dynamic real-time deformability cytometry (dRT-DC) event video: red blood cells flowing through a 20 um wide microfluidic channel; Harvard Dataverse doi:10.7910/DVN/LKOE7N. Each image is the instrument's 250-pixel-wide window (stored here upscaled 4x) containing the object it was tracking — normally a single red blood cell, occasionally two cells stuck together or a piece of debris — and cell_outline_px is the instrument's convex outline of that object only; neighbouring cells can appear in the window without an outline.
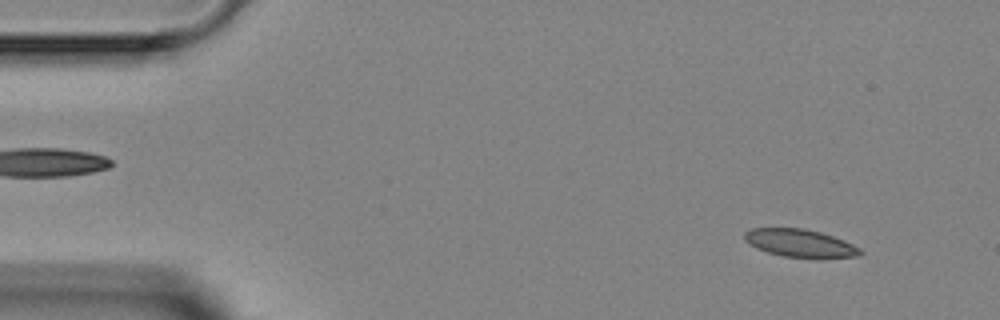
{"species": "Egyptian fruit bat (a non-hibernating species)", "species_latin": "Rousettus aegyptiacus", "temperature_condition": "room temperature", "stored_images_in_passage": 4, "camera_frame_rate_fps": 3000, "um_per_image_px": 0.085, "animal": {"sex": "female"}, "frame": {"image": 1, "passage_image": 2, "time_ms": 1.0, "image_size_px": [1000, 320], "cell_outline_px": [[864, 252], [860, 256], [820, 260], [784, 256], [768, 252], [756, 248], [748, 244], [744, 240], [744, 232], [752, 228], [800, 228], [820, 232], [844, 240], [860, 248]], "centroid_in_image_um": [68.05, 20.71], "position_along_channel_um": 17.0, "area_um2": 19.31}}